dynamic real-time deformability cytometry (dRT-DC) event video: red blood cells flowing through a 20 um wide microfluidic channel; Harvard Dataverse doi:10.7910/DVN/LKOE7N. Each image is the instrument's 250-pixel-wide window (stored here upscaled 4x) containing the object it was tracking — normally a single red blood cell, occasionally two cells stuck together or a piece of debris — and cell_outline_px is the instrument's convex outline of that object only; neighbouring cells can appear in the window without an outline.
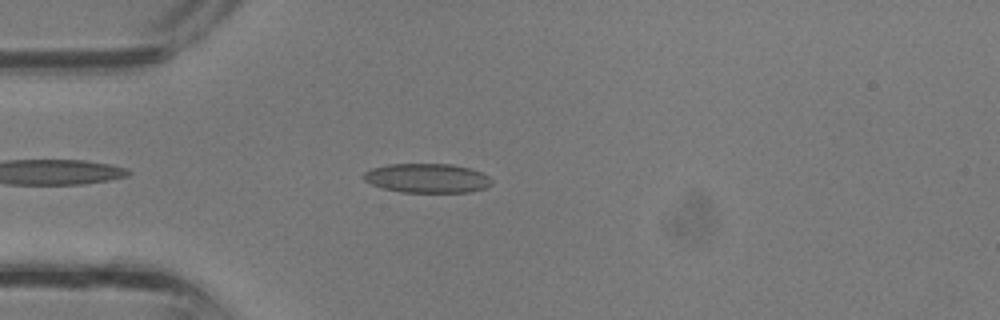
{"species": "common noctule bat (a hibernating species)", "species_latin": "Nyctalus noctula", "temperature_condition": "room temperature", "stored_images_in_passage": 29, "camera_frame_rate_fps": 3000, "um_per_image_px": 0.085, "animal": {"sex": "male", "body_mass_g": 13.3}, "frame": {"image": 1, "passage_image": 3, "time_ms": 0.667, "image_size_px": [1000, 320], "cell_outline_px": [[492, 184], [484, 188], [468, 192], [400, 192], [384, 188], [372, 184], [364, 180], [364, 172], [372, 168], [388, 164], [452, 164], [468, 168], [480, 172], [488, 176], [492, 180]], "centroid_in_image_um": [36.3, 15.14], "position_along_channel_um": 48.7, "area_um2": 21.68}}
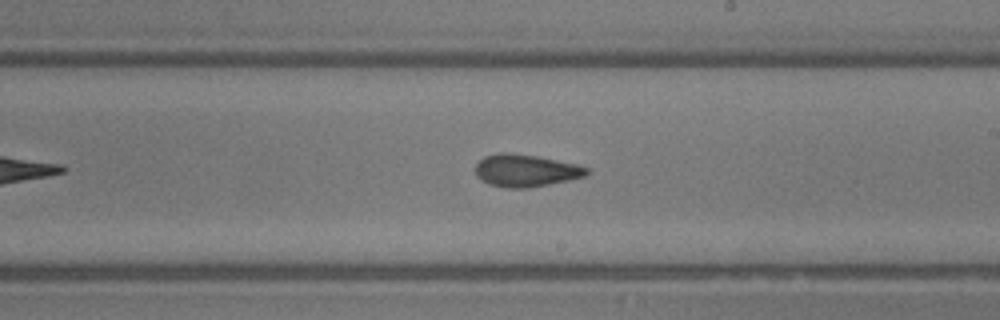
{"frame": {"image": 2, "passage_image": 14, "time_ms": 4.333, "image_size_px": [1000, 320], "cell_outline_px": [[592, 172], [588, 176], [528, 188], [508, 188], [488, 184], [476, 176], [476, 164], [484, 156], [500, 152], [504, 152], [536, 156], [576, 164], [588, 168]], "centroid_in_image_um": [44.7, 14.5], "position_along_channel_um": 244.3, "area_um2": 20.98}}
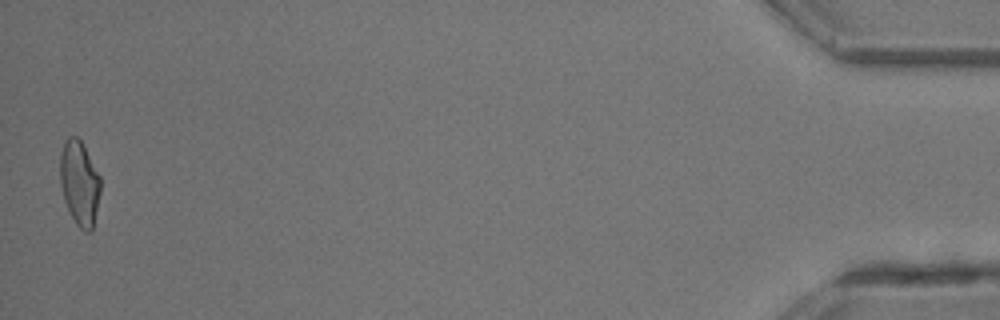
{"frame": {"image": 3, "passage_image": 29, "time_ms": 9.333, "image_size_px": [1000, 320], "cell_outline_px": [[100, 192], [92, 232], [84, 232], [76, 224], [68, 212], [64, 200], [60, 184], [60, 156], [64, 140], [68, 136], [76, 136], [80, 140], [100, 176]], "centroid_in_image_um": [6.74, 15.59], "position_along_channel_um": 428.5, "area_um2": 20.0}}